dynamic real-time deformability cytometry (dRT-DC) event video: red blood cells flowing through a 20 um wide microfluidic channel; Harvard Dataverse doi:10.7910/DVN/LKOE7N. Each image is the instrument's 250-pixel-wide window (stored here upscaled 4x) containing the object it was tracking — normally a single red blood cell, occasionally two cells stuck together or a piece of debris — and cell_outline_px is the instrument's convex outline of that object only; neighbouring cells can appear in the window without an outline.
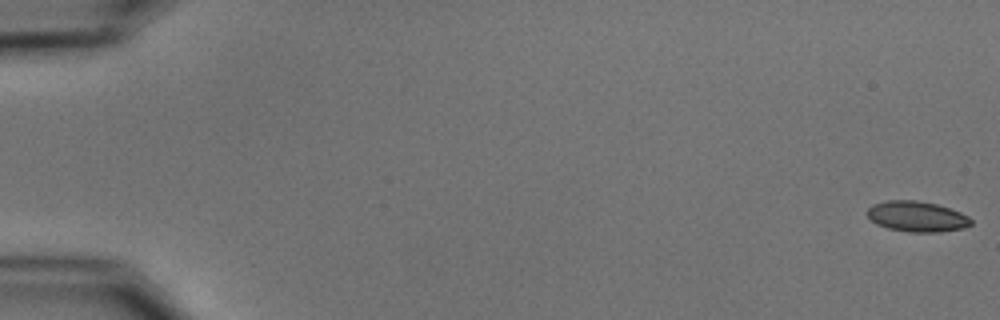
{"species": "common noctule bat (a hibernating species)", "species_latin": "Nyctalus noctula", "temperature_condition": "cold", "stored_images_in_passage": 5, "camera_frame_rate_fps": 3000, "um_per_image_px": 0.085, "animal": {"sex": "male", "body_mass_g": 15.6}, "frame": {"image": 1, "passage_image": 1, "time_ms": 0.0, "image_size_px": [1000, 320], "cell_outline_px": [[972, 224], [964, 228], [940, 232], [908, 232], [888, 228], [876, 224], [868, 216], [868, 208], [872, 204], [888, 200], [916, 200], [936, 204], [960, 212], [968, 216], [972, 220]], "centroid_in_image_um": [77.94, 18.4], "position_along_channel_um": 7.1, "area_um2": 18.44}}
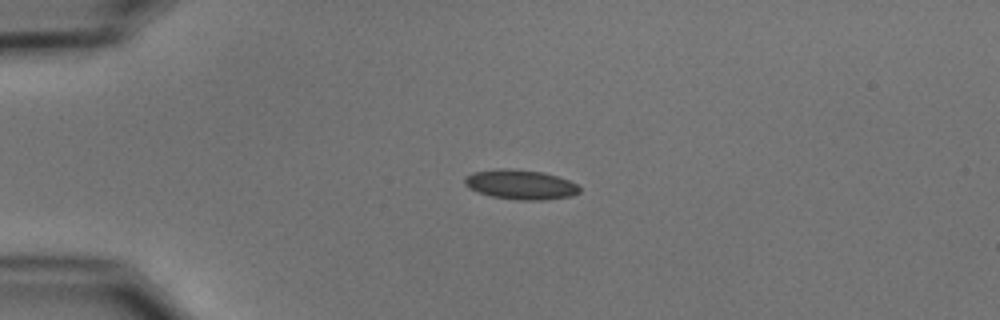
{"frame": {"image": 2, "passage_image": 4, "time_ms": 4.333, "image_size_px": [1000, 320], "cell_outline_px": [[580, 192], [572, 196], [544, 200], [516, 200], [492, 196], [468, 188], [464, 184], [464, 176], [472, 172], [496, 168], [508, 168], [540, 172], [556, 176], [568, 180], [576, 184], [580, 188]], "centroid_in_image_um": [44.21, 15.68], "position_along_channel_um": 40.8, "area_um2": 19.88}}